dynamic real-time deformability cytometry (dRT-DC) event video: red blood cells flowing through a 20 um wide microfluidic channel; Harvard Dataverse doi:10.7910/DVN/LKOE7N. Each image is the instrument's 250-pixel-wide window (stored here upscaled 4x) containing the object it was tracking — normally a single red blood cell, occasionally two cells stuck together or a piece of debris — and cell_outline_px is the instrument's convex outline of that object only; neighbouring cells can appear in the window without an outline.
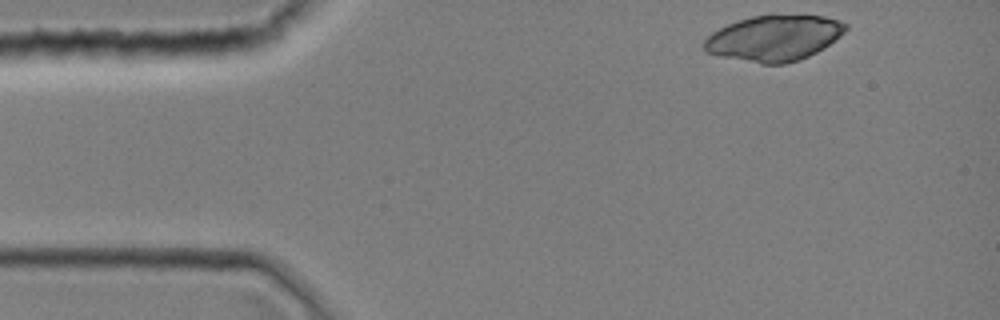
{"species": "common noctule bat (a hibernating species)", "species_latin": "Nyctalus noctula", "temperature_condition": "room temperature", "stored_images_in_passage": 33, "camera_frame_rate_fps": 3000, "um_per_image_px": 0.085, "animal": {"sex": "female", "body_mass_g": 19.0, "forearm_length_mm": 51.5}, "frame": {"image": 1, "passage_image": 1, "time_ms": 0.0, "image_size_px": [1000, 320], "cell_outline_px": [[848, 28], [840, 36], [824, 48], [808, 56], [784, 64], [760, 64], [720, 56], [704, 52], [704, 40], [712, 32], [736, 20], [752, 16], [824, 16], [848, 24]], "centroid_in_image_um": [65.77, 3.25], "position_along_channel_um": 19.2, "area_um2": 37.34}}